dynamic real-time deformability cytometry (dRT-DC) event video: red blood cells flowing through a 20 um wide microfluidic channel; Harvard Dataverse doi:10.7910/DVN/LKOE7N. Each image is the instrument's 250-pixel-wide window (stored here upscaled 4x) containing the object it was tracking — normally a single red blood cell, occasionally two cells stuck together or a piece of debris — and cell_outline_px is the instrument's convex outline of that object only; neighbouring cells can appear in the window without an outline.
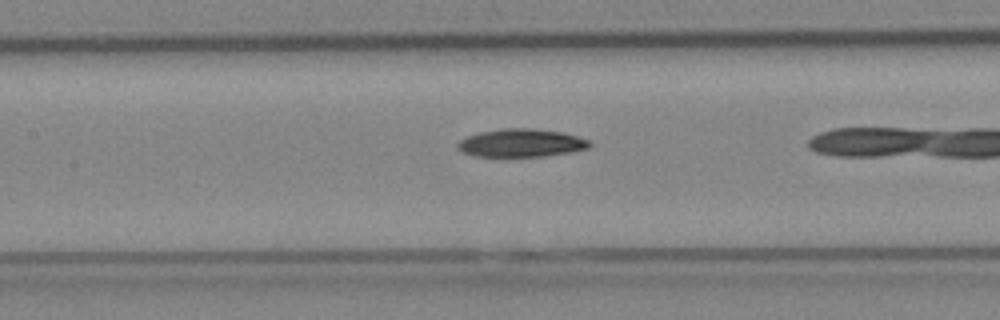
{"species": "Egyptian fruit bat (a non-hibernating species)", "species_latin": "Rousettus aegyptiacus", "temperature_condition": "cold", "stored_images_in_passage": 22, "camera_frame_rate_fps": 3000, "um_per_image_px": 0.085, "animal": {"sex": "female"}, "frame": {"image": 1, "passage_image": 21, "time_ms": 6.667, "image_size_px": [1000, 320], "cell_outline_px": [[592, 148], [572, 152], [544, 156], [476, 156], [460, 152], [456, 148], [456, 144], [460, 140], [468, 136], [480, 132], [500, 128], [536, 128], [564, 132], [592, 140]], "centroid_in_image_um": [44.36, 12.14], "position_along_channel_um": 163.0, "area_um2": 22.02}}